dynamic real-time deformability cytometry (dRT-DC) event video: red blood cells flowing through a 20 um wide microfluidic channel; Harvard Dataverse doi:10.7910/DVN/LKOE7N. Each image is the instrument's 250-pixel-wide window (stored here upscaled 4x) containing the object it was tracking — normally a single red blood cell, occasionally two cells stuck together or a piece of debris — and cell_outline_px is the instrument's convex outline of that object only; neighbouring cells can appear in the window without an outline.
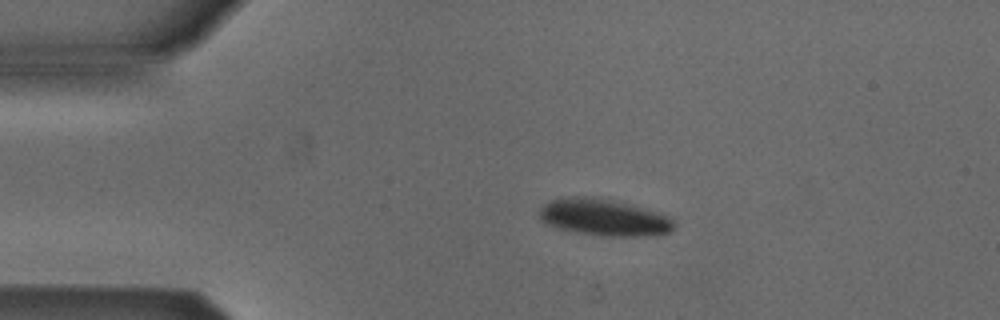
{"species": "Egyptian fruit bat (a non-hibernating species)", "species_latin": "Rousettus aegyptiacus", "temperature_condition": "cold", "stored_images_in_passage": 43, "camera_frame_rate_fps": 3000, "um_per_image_px": 0.085, "animal": {"sex": "male"}, "frame": {"image": 1, "passage_image": 1, "time_ms": 0.0, "image_size_px": [1000, 320], "cell_outline_px": [[676, 224], [672, 232], [644, 236], [600, 236], [556, 228], [544, 224], [536, 216], [540, 208], [544, 204], [552, 200], [572, 196], [592, 196], [612, 200], [644, 208], [668, 216]], "centroid_in_image_um": [51.28, 18.48], "position_along_channel_um": 33.7, "area_um2": 29.07}}
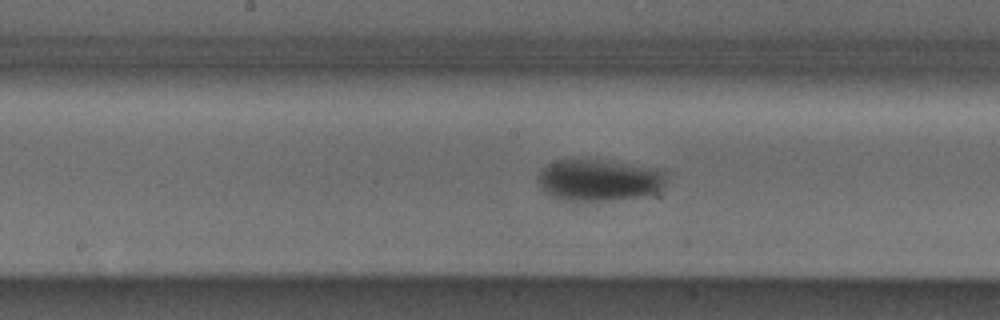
{"frame": {"image": 2, "passage_image": 17, "time_ms": 5.333, "image_size_px": [1000, 320], "cell_outline_px": [[668, 180], [656, 192], [648, 196], [604, 200], [564, 200], [552, 196], [544, 192], [540, 188], [536, 176], [548, 164], [560, 160], [596, 160], [664, 168]], "centroid_in_image_um": [50.97, 15.31], "position_along_channel_um": 197.2, "area_um2": 31.21}}
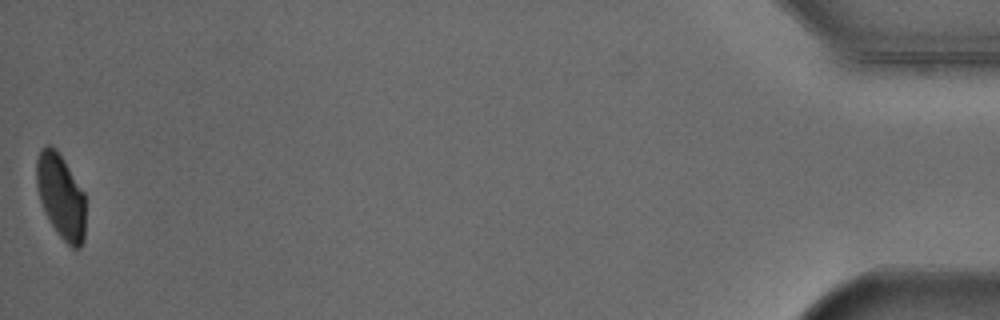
{"frame": {"image": 3, "passage_image": 43, "time_ms": 14.0, "image_size_px": [1000, 320], "cell_outline_px": [[84, 240], [80, 248], [72, 248], [56, 232], [40, 200], [36, 184], [36, 160], [40, 148], [48, 144], [52, 144], [56, 148], [64, 160], [84, 192]], "centroid_in_image_um": [5.16, 16.64], "position_along_channel_um": 430.0, "area_um2": 24.04}}